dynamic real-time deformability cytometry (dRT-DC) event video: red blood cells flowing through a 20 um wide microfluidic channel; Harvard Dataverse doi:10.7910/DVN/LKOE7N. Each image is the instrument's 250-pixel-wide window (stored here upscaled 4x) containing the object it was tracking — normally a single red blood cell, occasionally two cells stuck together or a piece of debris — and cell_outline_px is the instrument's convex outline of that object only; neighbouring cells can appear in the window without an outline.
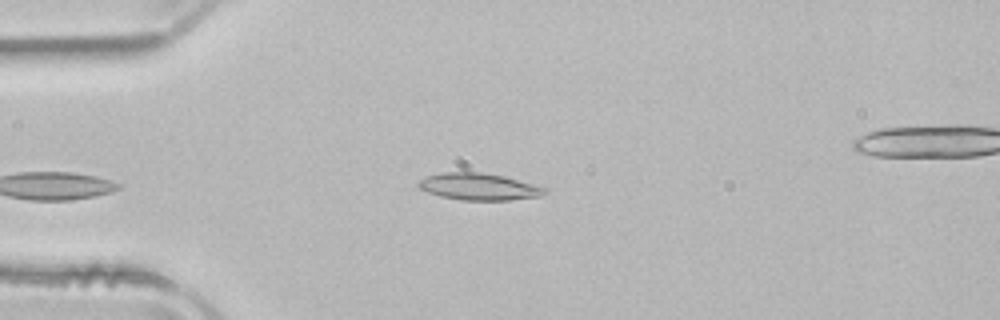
{"species": "common noctule bat (a hibernating species)", "species_latin": "Nyctalus noctula", "temperature_condition": "room temperature", "stored_images_in_passage": 36, "camera_frame_rate_fps": 3000, "um_per_image_px": 0.085, "animal": {"sex": "male", "body_mass_g": 21.5, "forearm_length_mm": 52.0}, "frame": {"image": 1, "passage_image": 1, "time_ms": 0.0, "image_size_px": [1000, 320], "cell_outline_px": [[548, 192], [540, 196], [508, 200], [460, 200], [440, 196], [428, 192], [420, 188], [416, 184], [420, 180], [428, 176], [440, 172], [480, 172], [504, 176], [548, 188]], "centroid_in_image_um": [40.71, 15.86], "position_along_channel_um": 44.3, "area_um2": 19.77}}
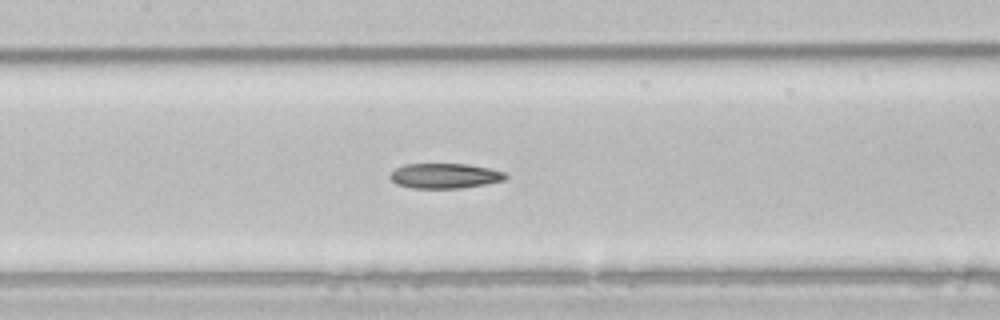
{"frame": {"image": 2, "passage_image": 12, "time_ms": 3.667, "image_size_px": [1000, 320], "cell_outline_px": [[508, 176], [504, 180], [484, 184], [460, 188], [412, 188], [396, 184], [388, 176], [396, 168], [404, 164], [468, 164], [488, 168], [504, 172]], "centroid_in_image_um": [37.78, 14.94], "position_along_channel_um": 169.6, "area_um2": 16.76}}
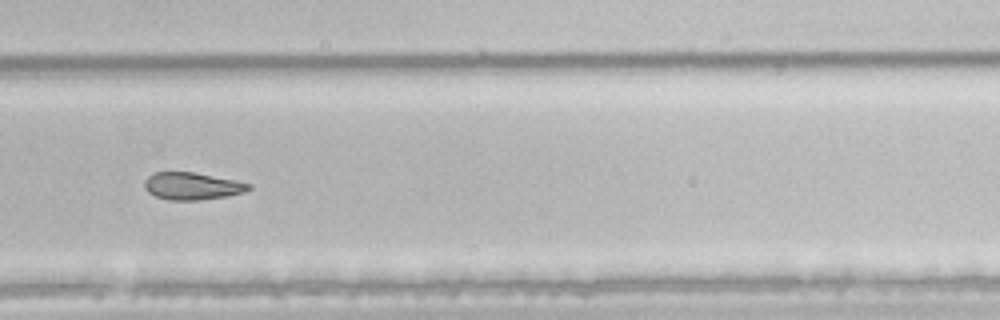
{"frame": {"image": 3, "passage_image": 23, "time_ms": 7.333, "image_size_px": [1000, 320], "cell_outline_px": [[252, 188], [244, 192], [228, 196], [200, 200], [168, 200], [156, 196], [148, 192], [144, 188], [144, 180], [152, 172], [192, 172], [236, 180], [252, 184]], "centroid_in_image_um": [16.33, 15.81], "position_along_channel_um": 313.5, "area_um2": 16.7}}